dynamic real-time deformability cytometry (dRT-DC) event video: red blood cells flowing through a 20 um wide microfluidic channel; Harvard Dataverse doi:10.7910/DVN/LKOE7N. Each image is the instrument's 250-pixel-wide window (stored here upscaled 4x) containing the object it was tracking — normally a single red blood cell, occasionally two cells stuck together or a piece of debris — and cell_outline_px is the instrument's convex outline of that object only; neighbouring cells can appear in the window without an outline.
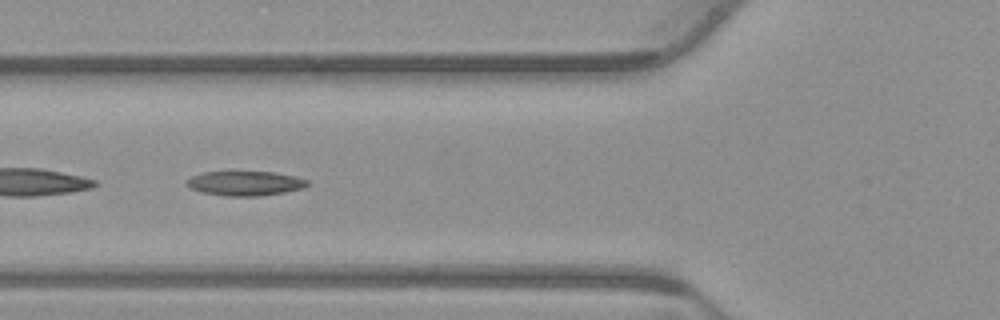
{"species": "common noctule bat (a hibernating species)", "species_latin": "Nyctalus noctula", "temperature_condition": "warm", "stored_images_in_passage": 49, "camera_frame_rate_fps": 3000, "um_per_image_px": 0.085, "animal": {"sex": "male", "body_mass_g": 23.1, "forearm_length_mm": 52.7}, "frame": {"image": 1, "passage_image": 15, "time_ms": 4.667, "image_size_px": [1000, 320], "cell_outline_px": [[312, 184], [304, 188], [284, 192], [260, 196], [224, 196], [200, 192], [184, 184], [192, 176], [204, 172], [272, 172], [292, 176], [308, 180]], "centroid_in_image_um": [20.85, 15.59], "position_along_channel_um": 105.0, "area_um2": 17.22}}
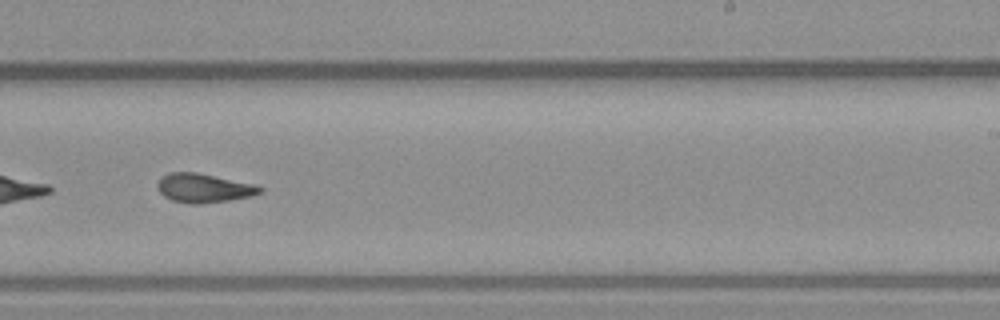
{"frame": {"image": 2, "passage_image": 28, "time_ms": 9.0, "image_size_px": [1000, 320], "cell_outline_px": [[264, 192], [252, 196], [228, 200], [200, 204], [188, 204], [172, 200], [164, 196], [156, 188], [156, 184], [160, 176], [168, 172], [196, 172], [256, 184], [264, 188]], "centroid_in_image_um": [17.31, 15.98], "position_along_channel_um": 271.7, "area_um2": 17.63}}
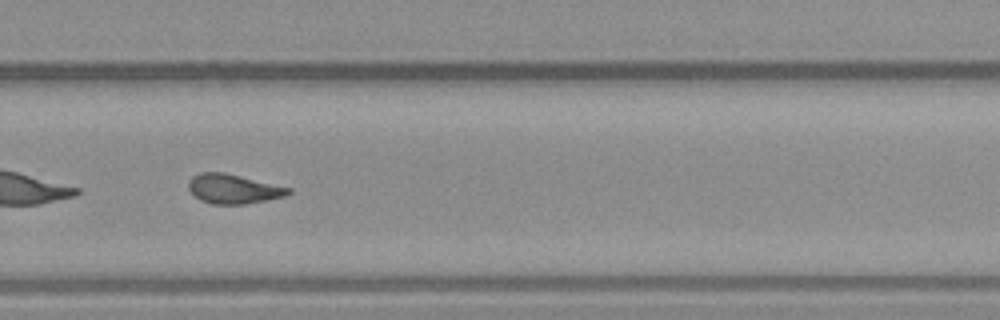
{"frame": {"image": 3, "passage_image": 31, "time_ms": 10.0, "image_size_px": [1000, 320], "cell_outline_px": [[292, 192], [284, 196], [244, 204], [212, 204], [200, 200], [188, 188], [188, 184], [192, 176], [200, 172], [224, 172], [292, 188]], "centroid_in_image_um": [19.83, 16.05], "position_along_channel_um": 310.0, "area_um2": 16.99}, "authors_computed_cell_mechanics": {"area_um2": 17.34, "velocity_mm_per_s": 3.8425, "shape_relaxation_time_tau1_ms": null, "shape_relaxation_time_tau2_ms": 5.1281, "deformation_change_tau1": null, "deformation_change_tau2": 0.1386}}